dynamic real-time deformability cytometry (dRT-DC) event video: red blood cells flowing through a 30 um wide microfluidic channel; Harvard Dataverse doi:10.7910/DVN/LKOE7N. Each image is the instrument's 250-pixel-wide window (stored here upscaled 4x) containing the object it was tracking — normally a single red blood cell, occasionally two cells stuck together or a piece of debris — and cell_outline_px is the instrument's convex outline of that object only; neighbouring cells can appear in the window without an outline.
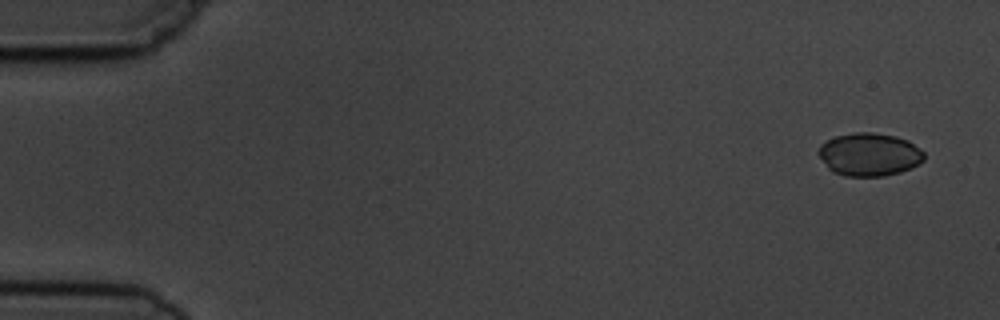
{"species": "common noctule bat (a hibernating species)", "species_latin": "Nyctalus noctula", "temperature_condition": "cold", "stored_images_in_passage": 4, "camera_frame_rate_fps": 3000, "um_per_image_px": 0.085, "animal": {"sex": "male", "body_mass_g": 19.5, "forearm_length_mm": 54.6}, "frame": {"image": 1, "passage_image": 1, "time_ms": 0.0, "image_size_px": [1000, 320], "cell_outline_px": [[924, 160], [920, 164], [900, 172], [884, 176], [844, 176], [832, 172], [828, 168], [816, 152], [820, 144], [836, 136], [852, 132], [872, 132], [896, 136], [908, 140], [920, 148], [924, 152]], "centroid_in_image_um": [73.89, 13.13], "position_along_channel_um": 11.1, "area_um2": 26.76}}
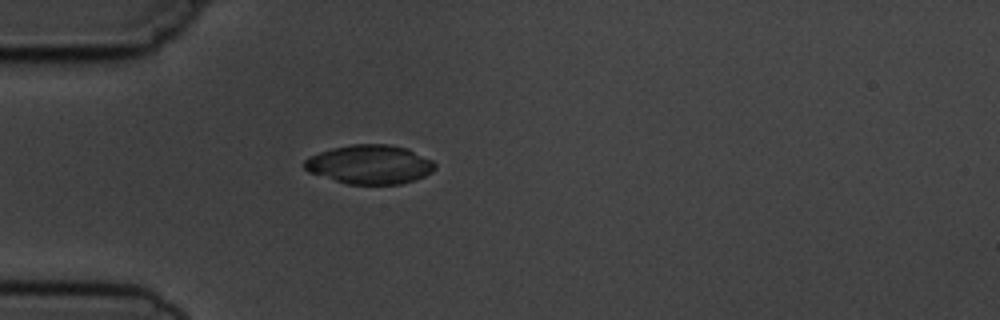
{"frame": {"image": 2, "passage_image": 4, "time_ms": 4.333, "image_size_px": [1000, 320], "cell_outline_px": [[436, 168], [432, 172], [424, 176], [400, 184], [348, 184], [308, 172], [304, 168], [304, 160], [308, 156], [332, 148], [352, 144], [388, 144], [408, 148], [432, 160], [436, 164]], "centroid_in_image_um": [31.43, 13.97], "position_along_channel_um": 53.6, "area_um2": 29.71}}